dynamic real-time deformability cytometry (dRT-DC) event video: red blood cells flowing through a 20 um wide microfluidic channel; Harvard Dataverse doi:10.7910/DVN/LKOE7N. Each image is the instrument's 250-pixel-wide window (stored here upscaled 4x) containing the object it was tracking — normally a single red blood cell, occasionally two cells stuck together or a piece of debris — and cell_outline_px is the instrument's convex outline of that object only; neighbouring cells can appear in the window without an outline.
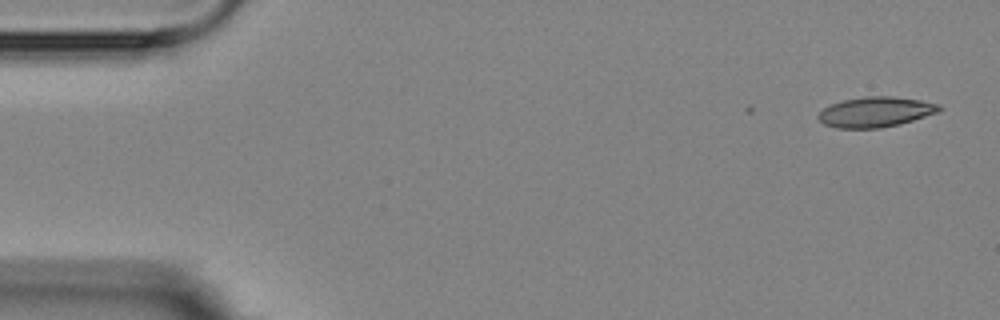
{"species": "Egyptian fruit bat (a non-hibernating species)", "species_latin": "Rousettus aegyptiacus", "temperature_condition": "room temperature", "stored_images_in_passage": 5, "camera_frame_rate_fps": 3000, "um_per_image_px": 0.085, "animal": {"sex": "female"}, "frame": {"image": 1, "passage_image": 1, "time_ms": 0.0, "image_size_px": [1000, 320], "cell_outline_px": [[944, 108], [940, 112], [900, 124], [880, 128], [836, 128], [824, 124], [816, 116], [824, 108], [832, 104], [844, 100], [864, 96], [892, 96], [920, 100], [940, 104]], "centroid_in_image_um": [74.47, 9.52], "position_along_channel_um": 10.5, "area_um2": 21.39}}
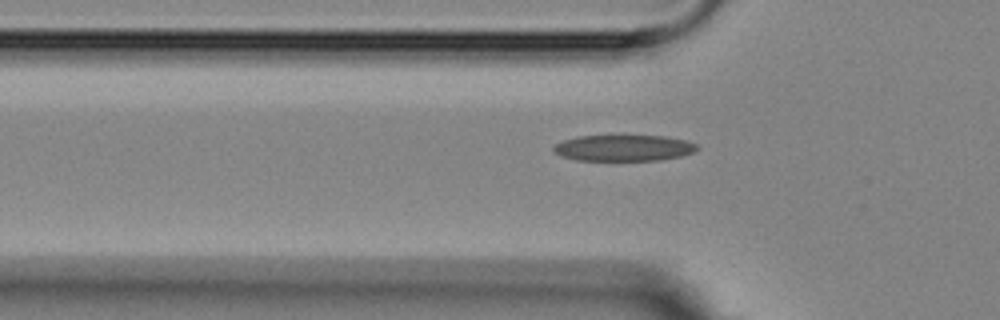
{"frame": {"image": 2, "passage_image": 5, "time_ms": 5.0, "image_size_px": [1000, 320], "cell_outline_px": [[700, 148], [692, 152], [680, 156], [660, 160], [576, 160], [560, 156], [552, 152], [552, 148], [556, 144], [564, 140], [580, 136], [664, 136], [684, 140], [696, 144]], "centroid_in_image_um": [52.98, 12.58], "position_along_channel_um": 72.8, "area_um2": 21.73}}